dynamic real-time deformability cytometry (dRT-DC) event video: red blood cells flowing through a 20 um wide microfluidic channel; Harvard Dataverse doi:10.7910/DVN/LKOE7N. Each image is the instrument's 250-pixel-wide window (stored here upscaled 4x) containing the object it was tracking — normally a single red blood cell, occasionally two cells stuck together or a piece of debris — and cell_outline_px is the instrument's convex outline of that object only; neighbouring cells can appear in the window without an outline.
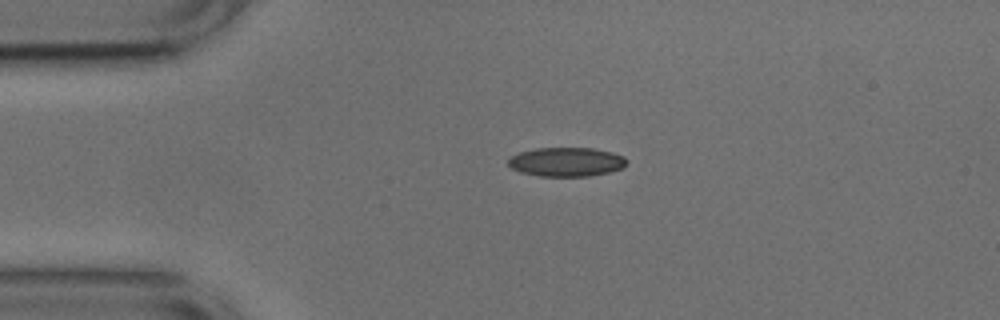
{"species": "common noctule bat (a hibernating species)", "species_latin": "Nyctalus noctula", "temperature_condition": "cold", "stored_images_in_passage": 42, "camera_frame_rate_fps": 3000, "um_per_image_px": 0.085, "animal": {"sex": "male", "body_mass_g": 17.9, "forearm_length_mm": 54.2}, "frame": {"image": 1, "passage_image": 1, "time_ms": 0.0, "image_size_px": [1000, 320], "cell_outline_px": [[628, 164], [624, 168], [608, 172], [588, 176], [540, 176], [520, 172], [512, 168], [508, 164], [508, 160], [512, 156], [520, 152], [536, 148], [592, 148], [612, 152], [624, 156], [628, 160]], "centroid_in_image_um": [48.18, 13.76], "position_along_channel_um": 36.8, "area_um2": 20.11}}
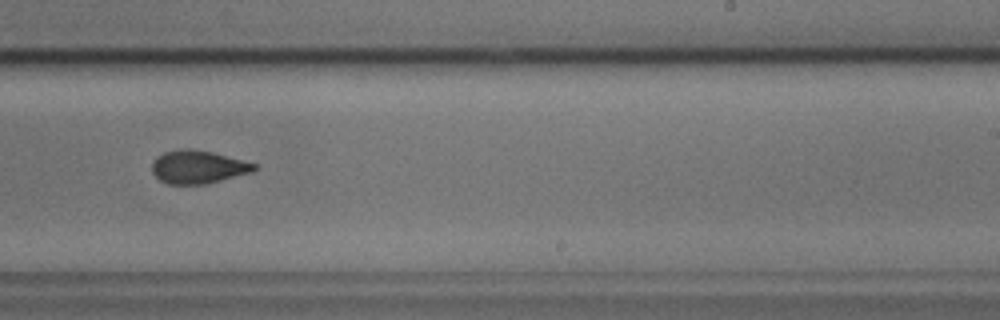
{"frame": {"image": 2, "passage_image": 22, "time_ms": 7.0, "image_size_px": [1000, 320], "cell_outline_px": [[256, 168], [252, 172], [204, 184], [168, 184], [160, 180], [152, 172], [152, 160], [156, 156], [164, 152], [180, 148], [184, 148], [212, 152], [256, 164]], "centroid_in_image_um": [16.77, 14.18], "position_along_channel_um": 272.2, "area_um2": 19.54}}
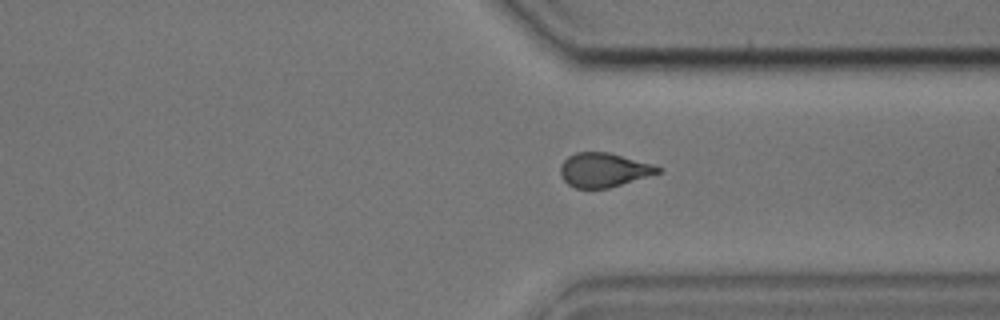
{"frame": {"image": 3, "passage_image": 29, "time_ms": 9.333, "image_size_px": [1000, 320], "cell_outline_px": [[664, 168], [660, 172], [648, 176], [608, 188], [576, 188], [568, 184], [560, 176], [560, 164], [568, 156], [576, 152], [608, 152], [652, 164]], "centroid_in_image_um": [51.29, 14.44], "position_along_channel_um": 360.1, "area_um2": 19.31}, "authors_computed_cell_mechanics": {"area_um2": 20.0566, "velocity_mm_per_s": 3.7648, "shape_relaxation_time_tau1_ms": 5.5745, "shape_relaxation_time_tau2_ms": 2.0693, "deformation_change_tau1": 0.1222, "deformation_change_tau2": 0.0752}}